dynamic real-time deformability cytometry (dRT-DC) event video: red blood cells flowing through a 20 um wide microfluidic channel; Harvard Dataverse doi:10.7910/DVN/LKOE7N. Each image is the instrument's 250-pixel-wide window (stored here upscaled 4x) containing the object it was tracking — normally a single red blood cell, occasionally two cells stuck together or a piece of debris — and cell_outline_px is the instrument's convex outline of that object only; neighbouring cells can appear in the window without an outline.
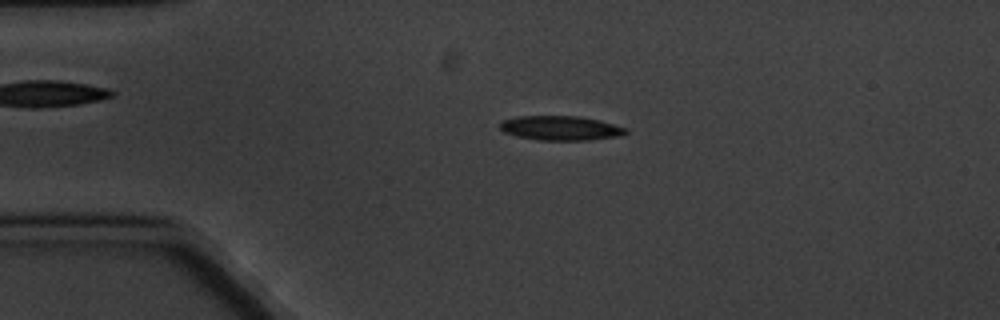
{"species": "common noctule bat (a hibernating species)", "species_latin": "Nyctalus noctula", "temperature_condition": "cold", "stored_images_in_passage": 4, "camera_frame_rate_fps": 3000, "um_per_image_px": 0.085, "animal": {"sex": "male", "body_mass_g": 20.1, "forearm_length_mm": 53.5}, "frame": {"image": 1, "passage_image": 3, "time_ms": 2.333, "image_size_px": [1000, 320], "cell_outline_px": [[628, 132], [624, 136], [588, 140], [540, 140], [516, 136], [504, 132], [500, 128], [500, 120], [516, 116], [580, 116], [600, 120], [628, 128]], "centroid_in_image_um": [47.68, 10.88], "position_along_channel_um": 37.3, "area_um2": 18.21}}